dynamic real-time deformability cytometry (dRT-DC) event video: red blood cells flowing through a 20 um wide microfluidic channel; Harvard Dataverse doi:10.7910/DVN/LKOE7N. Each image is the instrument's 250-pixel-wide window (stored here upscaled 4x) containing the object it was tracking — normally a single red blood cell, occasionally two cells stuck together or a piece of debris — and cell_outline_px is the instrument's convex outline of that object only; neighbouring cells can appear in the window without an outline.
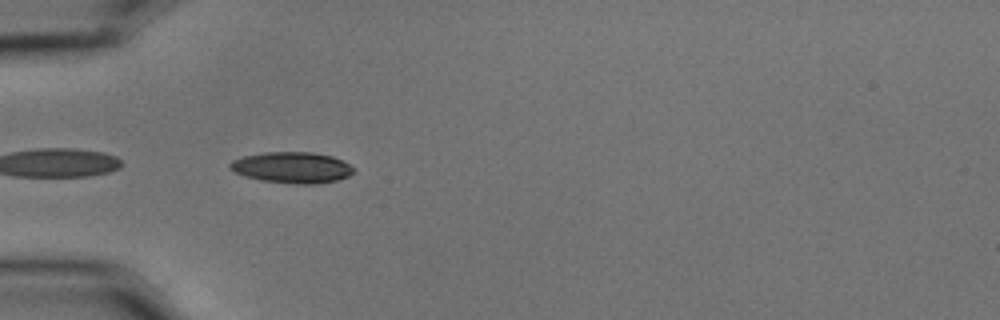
{"species": "common noctule bat (a hibernating species)", "species_latin": "Nyctalus noctula", "temperature_condition": "cold", "stored_images_in_passage": 4, "camera_frame_rate_fps": 3000, "um_per_image_px": 0.085, "animal": {"sex": "male", "body_mass_g": 15.6}, "frame": {"image": 1, "passage_image": 1, "time_ms": 0.0, "image_size_px": [1000, 320], "cell_outline_px": [[356, 172], [348, 176], [336, 180], [316, 184], [292, 184], [260, 180], [244, 176], [228, 168], [228, 164], [232, 160], [244, 156], [264, 152], [312, 152], [332, 156], [356, 168]], "centroid_in_image_um": [24.82, 14.24], "position_along_channel_um": 60.2, "area_um2": 22.54}}